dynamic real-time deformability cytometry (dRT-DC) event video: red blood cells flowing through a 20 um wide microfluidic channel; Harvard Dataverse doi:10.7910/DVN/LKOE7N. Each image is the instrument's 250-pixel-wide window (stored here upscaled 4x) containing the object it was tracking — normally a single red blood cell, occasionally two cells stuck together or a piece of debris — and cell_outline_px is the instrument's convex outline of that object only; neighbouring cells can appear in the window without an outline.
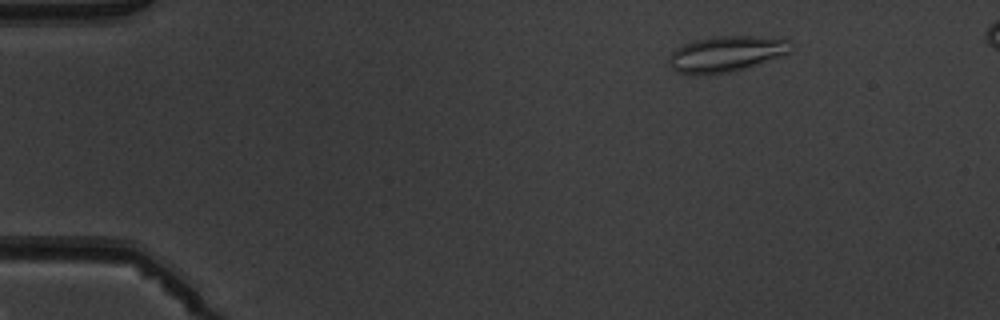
{"species": "common noctule bat (a hibernating species)", "species_latin": "Nyctalus noctula", "temperature_condition": "warm", "stored_images_in_passage": 6, "camera_frame_rate_fps": 3000, "um_per_image_px": 0.085, "animal": {"sex": "male", "body_mass_g": 19.5, "forearm_length_mm": 54.6}, "frame": {"image": 1, "passage_image": 3, "time_ms": 2.333, "image_size_px": [1000, 320], "cell_outline_px": [[792, 52], [784, 56], [748, 68], [732, 72], [696, 76], [676, 72], [668, 64], [668, 56], [676, 48], [684, 44], [696, 40], [720, 36], [784, 36], [792, 44]], "centroid_in_image_um": [61.8, 4.59], "position_along_channel_um": 23.2, "area_um2": 26.36}}